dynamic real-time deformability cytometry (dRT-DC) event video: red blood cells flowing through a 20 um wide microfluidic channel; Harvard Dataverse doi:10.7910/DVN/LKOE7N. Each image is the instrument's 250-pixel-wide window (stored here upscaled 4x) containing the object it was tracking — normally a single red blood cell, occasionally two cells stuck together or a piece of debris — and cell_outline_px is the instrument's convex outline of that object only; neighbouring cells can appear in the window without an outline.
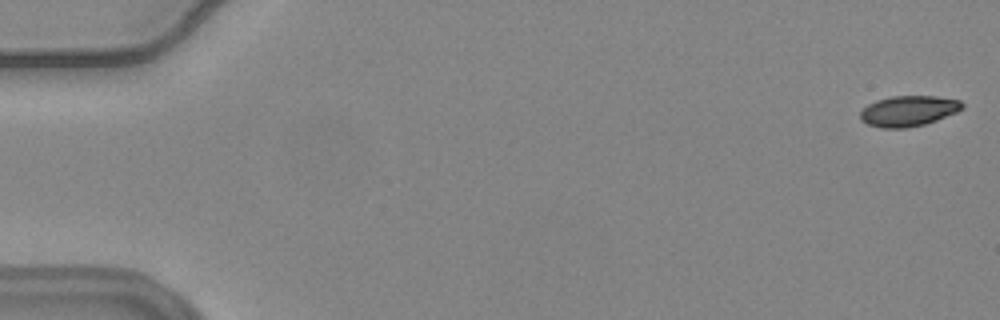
{"species": "common noctule bat (a hibernating species)", "species_latin": "Nyctalus noctula", "temperature_condition": "warm", "stored_images_in_passage": 57, "camera_frame_rate_fps": 3000, "um_per_image_px": 0.085, "animal": {"sex": "female", "body_mass_g": 24.6, "forearm_length_mm": 56.2}, "frame": {"image": 1, "passage_image": 2, "time_ms": 0.333, "image_size_px": [1000, 320], "cell_outline_px": [[964, 108], [956, 112], [936, 120], [924, 124], [904, 128], [880, 128], [868, 124], [860, 120], [860, 112], [868, 104], [876, 100], [892, 96], [936, 96], [960, 100], [964, 104]], "centroid_in_image_um": [77.21, 9.43], "position_along_channel_um": 7.8, "area_um2": 18.15}}
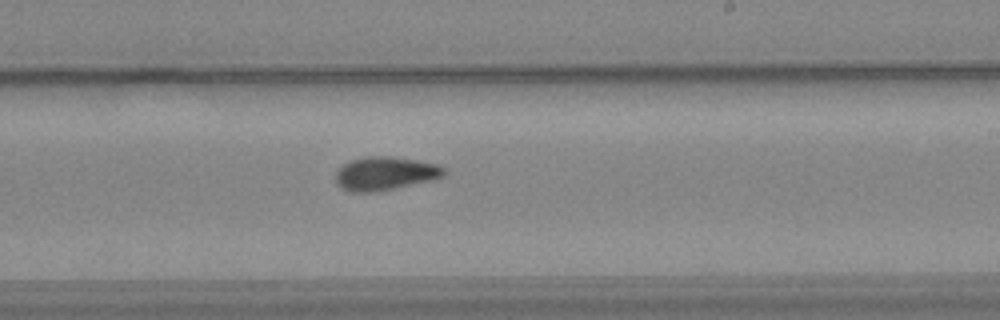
{"frame": {"image": 2, "passage_image": 35, "time_ms": 11.333, "image_size_px": [1000, 320], "cell_outline_px": [[448, 172], [444, 176], [432, 180], [372, 192], [352, 192], [336, 184], [336, 172], [344, 164], [352, 160], [364, 156], [392, 156], [440, 164]], "centroid_in_image_um": [32.77, 14.73], "position_along_channel_um": 256.2, "area_um2": 21.04}}
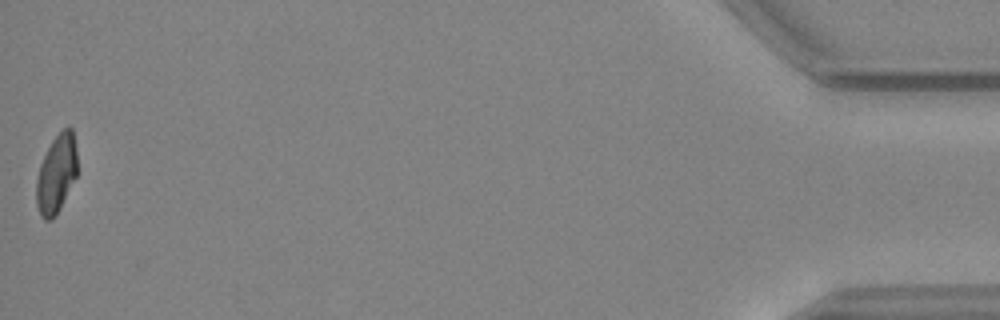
{"frame": {"image": 3, "passage_image": 57, "time_ms": 18.667, "image_size_px": [1000, 320], "cell_outline_px": [[76, 176], [60, 208], [52, 220], [44, 220], [40, 216], [36, 204], [36, 180], [40, 164], [52, 140], [68, 124], [72, 128], [76, 148]], "centroid_in_image_um": [4.78, 14.79], "position_along_channel_um": 430.4, "area_um2": 18.61}, "authors_computed_cell_mechanics": {"area_um2": 19.941, "velocity_mm_per_s": 3.706, "shape_relaxation_time_tau1_ms": 9.4469, "shape_relaxation_time_tau2_ms": 4.546, "deformation_change_tau1": 0.2176, "deformation_change_tau2": 0.0926}}